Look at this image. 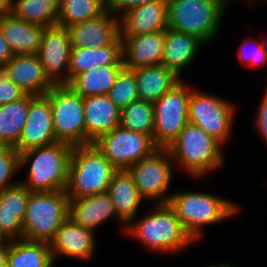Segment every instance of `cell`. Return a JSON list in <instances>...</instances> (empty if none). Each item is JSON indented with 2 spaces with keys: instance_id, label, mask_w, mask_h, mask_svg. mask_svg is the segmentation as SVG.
<instances>
[{
  "instance_id": "cell-15",
  "label": "cell",
  "mask_w": 267,
  "mask_h": 267,
  "mask_svg": "<svg viewBox=\"0 0 267 267\" xmlns=\"http://www.w3.org/2000/svg\"><path fill=\"white\" fill-rule=\"evenodd\" d=\"M94 232L68 218L49 242L54 262L59 255L82 261L92 259L96 251Z\"/></svg>"
},
{
  "instance_id": "cell-32",
  "label": "cell",
  "mask_w": 267,
  "mask_h": 267,
  "mask_svg": "<svg viewBox=\"0 0 267 267\" xmlns=\"http://www.w3.org/2000/svg\"><path fill=\"white\" fill-rule=\"evenodd\" d=\"M107 9V0H59L57 25L67 28L96 18Z\"/></svg>"
},
{
  "instance_id": "cell-31",
  "label": "cell",
  "mask_w": 267,
  "mask_h": 267,
  "mask_svg": "<svg viewBox=\"0 0 267 267\" xmlns=\"http://www.w3.org/2000/svg\"><path fill=\"white\" fill-rule=\"evenodd\" d=\"M59 0H14L12 13L16 18L41 26L57 25Z\"/></svg>"
},
{
  "instance_id": "cell-8",
  "label": "cell",
  "mask_w": 267,
  "mask_h": 267,
  "mask_svg": "<svg viewBox=\"0 0 267 267\" xmlns=\"http://www.w3.org/2000/svg\"><path fill=\"white\" fill-rule=\"evenodd\" d=\"M46 95L51 103L56 140L72 146L86 145L84 98L67 84L54 85Z\"/></svg>"
},
{
  "instance_id": "cell-9",
  "label": "cell",
  "mask_w": 267,
  "mask_h": 267,
  "mask_svg": "<svg viewBox=\"0 0 267 267\" xmlns=\"http://www.w3.org/2000/svg\"><path fill=\"white\" fill-rule=\"evenodd\" d=\"M192 87L183 79L167 91L154 106L152 139L157 148L167 149L189 123L188 103Z\"/></svg>"
},
{
  "instance_id": "cell-18",
  "label": "cell",
  "mask_w": 267,
  "mask_h": 267,
  "mask_svg": "<svg viewBox=\"0 0 267 267\" xmlns=\"http://www.w3.org/2000/svg\"><path fill=\"white\" fill-rule=\"evenodd\" d=\"M122 62L127 69L160 65L163 57L165 30L137 36H120Z\"/></svg>"
},
{
  "instance_id": "cell-34",
  "label": "cell",
  "mask_w": 267,
  "mask_h": 267,
  "mask_svg": "<svg viewBox=\"0 0 267 267\" xmlns=\"http://www.w3.org/2000/svg\"><path fill=\"white\" fill-rule=\"evenodd\" d=\"M108 96L120 109L140 100L134 71L124 67Z\"/></svg>"
},
{
  "instance_id": "cell-33",
  "label": "cell",
  "mask_w": 267,
  "mask_h": 267,
  "mask_svg": "<svg viewBox=\"0 0 267 267\" xmlns=\"http://www.w3.org/2000/svg\"><path fill=\"white\" fill-rule=\"evenodd\" d=\"M154 123V106L151 102L138 100L121 109L120 126L126 130L146 134L152 138Z\"/></svg>"
},
{
  "instance_id": "cell-37",
  "label": "cell",
  "mask_w": 267,
  "mask_h": 267,
  "mask_svg": "<svg viewBox=\"0 0 267 267\" xmlns=\"http://www.w3.org/2000/svg\"><path fill=\"white\" fill-rule=\"evenodd\" d=\"M26 93L0 68V105L20 100Z\"/></svg>"
},
{
  "instance_id": "cell-28",
  "label": "cell",
  "mask_w": 267,
  "mask_h": 267,
  "mask_svg": "<svg viewBox=\"0 0 267 267\" xmlns=\"http://www.w3.org/2000/svg\"><path fill=\"white\" fill-rule=\"evenodd\" d=\"M49 243L25 239L8 241L7 267H53Z\"/></svg>"
},
{
  "instance_id": "cell-3",
  "label": "cell",
  "mask_w": 267,
  "mask_h": 267,
  "mask_svg": "<svg viewBox=\"0 0 267 267\" xmlns=\"http://www.w3.org/2000/svg\"><path fill=\"white\" fill-rule=\"evenodd\" d=\"M222 144L199 126L188 123L167 148L175 167L200 179L224 165ZM180 168H179V167Z\"/></svg>"
},
{
  "instance_id": "cell-5",
  "label": "cell",
  "mask_w": 267,
  "mask_h": 267,
  "mask_svg": "<svg viewBox=\"0 0 267 267\" xmlns=\"http://www.w3.org/2000/svg\"><path fill=\"white\" fill-rule=\"evenodd\" d=\"M117 171L94 143L73 146L66 194L75 199L105 193Z\"/></svg>"
},
{
  "instance_id": "cell-23",
  "label": "cell",
  "mask_w": 267,
  "mask_h": 267,
  "mask_svg": "<svg viewBox=\"0 0 267 267\" xmlns=\"http://www.w3.org/2000/svg\"><path fill=\"white\" fill-rule=\"evenodd\" d=\"M205 45L197 36L166 28L161 64L180 78L183 69L193 63Z\"/></svg>"
},
{
  "instance_id": "cell-41",
  "label": "cell",
  "mask_w": 267,
  "mask_h": 267,
  "mask_svg": "<svg viewBox=\"0 0 267 267\" xmlns=\"http://www.w3.org/2000/svg\"><path fill=\"white\" fill-rule=\"evenodd\" d=\"M14 0H0V14L10 13L13 8Z\"/></svg>"
},
{
  "instance_id": "cell-1",
  "label": "cell",
  "mask_w": 267,
  "mask_h": 267,
  "mask_svg": "<svg viewBox=\"0 0 267 267\" xmlns=\"http://www.w3.org/2000/svg\"><path fill=\"white\" fill-rule=\"evenodd\" d=\"M125 232L152 250V253L175 254L195 242L169 204H155L147 216L130 222Z\"/></svg>"
},
{
  "instance_id": "cell-27",
  "label": "cell",
  "mask_w": 267,
  "mask_h": 267,
  "mask_svg": "<svg viewBox=\"0 0 267 267\" xmlns=\"http://www.w3.org/2000/svg\"><path fill=\"white\" fill-rule=\"evenodd\" d=\"M140 100L155 103L167 91L172 89L182 78L164 67L145 66L133 69Z\"/></svg>"
},
{
  "instance_id": "cell-42",
  "label": "cell",
  "mask_w": 267,
  "mask_h": 267,
  "mask_svg": "<svg viewBox=\"0 0 267 267\" xmlns=\"http://www.w3.org/2000/svg\"><path fill=\"white\" fill-rule=\"evenodd\" d=\"M8 242L0 247V267L7 266Z\"/></svg>"
},
{
  "instance_id": "cell-13",
  "label": "cell",
  "mask_w": 267,
  "mask_h": 267,
  "mask_svg": "<svg viewBox=\"0 0 267 267\" xmlns=\"http://www.w3.org/2000/svg\"><path fill=\"white\" fill-rule=\"evenodd\" d=\"M71 50L69 32L65 27H46L37 56L46 75L55 85H68Z\"/></svg>"
},
{
  "instance_id": "cell-25",
  "label": "cell",
  "mask_w": 267,
  "mask_h": 267,
  "mask_svg": "<svg viewBox=\"0 0 267 267\" xmlns=\"http://www.w3.org/2000/svg\"><path fill=\"white\" fill-rule=\"evenodd\" d=\"M107 193L114 203L117 220L125 224L123 227L126 229L137 216L141 202H145L128 170H118L114 174Z\"/></svg>"
},
{
  "instance_id": "cell-7",
  "label": "cell",
  "mask_w": 267,
  "mask_h": 267,
  "mask_svg": "<svg viewBox=\"0 0 267 267\" xmlns=\"http://www.w3.org/2000/svg\"><path fill=\"white\" fill-rule=\"evenodd\" d=\"M69 218V197L65 190L31 192L22 222V239L49 243Z\"/></svg>"
},
{
  "instance_id": "cell-29",
  "label": "cell",
  "mask_w": 267,
  "mask_h": 267,
  "mask_svg": "<svg viewBox=\"0 0 267 267\" xmlns=\"http://www.w3.org/2000/svg\"><path fill=\"white\" fill-rule=\"evenodd\" d=\"M124 65L95 67L78 74L68 85L83 98L108 95Z\"/></svg>"
},
{
  "instance_id": "cell-11",
  "label": "cell",
  "mask_w": 267,
  "mask_h": 267,
  "mask_svg": "<svg viewBox=\"0 0 267 267\" xmlns=\"http://www.w3.org/2000/svg\"><path fill=\"white\" fill-rule=\"evenodd\" d=\"M218 95L192 89L188 103V121L199 126L222 145L229 141L236 107Z\"/></svg>"
},
{
  "instance_id": "cell-24",
  "label": "cell",
  "mask_w": 267,
  "mask_h": 267,
  "mask_svg": "<svg viewBox=\"0 0 267 267\" xmlns=\"http://www.w3.org/2000/svg\"><path fill=\"white\" fill-rule=\"evenodd\" d=\"M110 217L118 218L107 192L69 199V218L84 228L95 231Z\"/></svg>"
},
{
  "instance_id": "cell-43",
  "label": "cell",
  "mask_w": 267,
  "mask_h": 267,
  "mask_svg": "<svg viewBox=\"0 0 267 267\" xmlns=\"http://www.w3.org/2000/svg\"><path fill=\"white\" fill-rule=\"evenodd\" d=\"M8 242L7 238L0 232V247Z\"/></svg>"
},
{
  "instance_id": "cell-19",
  "label": "cell",
  "mask_w": 267,
  "mask_h": 267,
  "mask_svg": "<svg viewBox=\"0 0 267 267\" xmlns=\"http://www.w3.org/2000/svg\"><path fill=\"white\" fill-rule=\"evenodd\" d=\"M120 36H137L165 30L168 25L167 0L143 3L120 14Z\"/></svg>"
},
{
  "instance_id": "cell-14",
  "label": "cell",
  "mask_w": 267,
  "mask_h": 267,
  "mask_svg": "<svg viewBox=\"0 0 267 267\" xmlns=\"http://www.w3.org/2000/svg\"><path fill=\"white\" fill-rule=\"evenodd\" d=\"M56 142L58 141L54 131L49 97L46 94L31 95L27 121L15 149L20 154Z\"/></svg>"
},
{
  "instance_id": "cell-12",
  "label": "cell",
  "mask_w": 267,
  "mask_h": 267,
  "mask_svg": "<svg viewBox=\"0 0 267 267\" xmlns=\"http://www.w3.org/2000/svg\"><path fill=\"white\" fill-rule=\"evenodd\" d=\"M94 144L117 170H128L158 149L149 135L121 126L102 135Z\"/></svg>"
},
{
  "instance_id": "cell-4",
  "label": "cell",
  "mask_w": 267,
  "mask_h": 267,
  "mask_svg": "<svg viewBox=\"0 0 267 267\" xmlns=\"http://www.w3.org/2000/svg\"><path fill=\"white\" fill-rule=\"evenodd\" d=\"M168 204L194 241L200 240L203 226L222 223L236 216L240 209L231 200L201 191L172 193Z\"/></svg>"
},
{
  "instance_id": "cell-45",
  "label": "cell",
  "mask_w": 267,
  "mask_h": 267,
  "mask_svg": "<svg viewBox=\"0 0 267 267\" xmlns=\"http://www.w3.org/2000/svg\"><path fill=\"white\" fill-rule=\"evenodd\" d=\"M244 1H245V2H249V3H251V2L253 3L254 0H244ZM264 1H265V0H264ZM266 2H267V0H266Z\"/></svg>"
},
{
  "instance_id": "cell-36",
  "label": "cell",
  "mask_w": 267,
  "mask_h": 267,
  "mask_svg": "<svg viewBox=\"0 0 267 267\" xmlns=\"http://www.w3.org/2000/svg\"><path fill=\"white\" fill-rule=\"evenodd\" d=\"M249 41L251 40H247V42L243 43V46L241 45L240 50L238 51V58L241 63L245 65V67L246 65H248V67H262L264 63L266 64L267 62V52L262 45V41ZM247 43L255 46L250 52L245 50L246 46L248 45Z\"/></svg>"
},
{
  "instance_id": "cell-40",
  "label": "cell",
  "mask_w": 267,
  "mask_h": 267,
  "mask_svg": "<svg viewBox=\"0 0 267 267\" xmlns=\"http://www.w3.org/2000/svg\"><path fill=\"white\" fill-rule=\"evenodd\" d=\"M14 56L0 28V68Z\"/></svg>"
},
{
  "instance_id": "cell-6",
  "label": "cell",
  "mask_w": 267,
  "mask_h": 267,
  "mask_svg": "<svg viewBox=\"0 0 267 267\" xmlns=\"http://www.w3.org/2000/svg\"><path fill=\"white\" fill-rule=\"evenodd\" d=\"M229 0H167L168 29L214 41Z\"/></svg>"
},
{
  "instance_id": "cell-35",
  "label": "cell",
  "mask_w": 267,
  "mask_h": 267,
  "mask_svg": "<svg viewBox=\"0 0 267 267\" xmlns=\"http://www.w3.org/2000/svg\"><path fill=\"white\" fill-rule=\"evenodd\" d=\"M20 171L19 153L13 147L0 144V190L12 187L19 182H11Z\"/></svg>"
},
{
  "instance_id": "cell-38",
  "label": "cell",
  "mask_w": 267,
  "mask_h": 267,
  "mask_svg": "<svg viewBox=\"0 0 267 267\" xmlns=\"http://www.w3.org/2000/svg\"><path fill=\"white\" fill-rule=\"evenodd\" d=\"M254 123L258 133L263 138L262 140L267 144V86L255 115Z\"/></svg>"
},
{
  "instance_id": "cell-10",
  "label": "cell",
  "mask_w": 267,
  "mask_h": 267,
  "mask_svg": "<svg viewBox=\"0 0 267 267\" xmlns=\"http://www.w3.org/2000/svg\"><path fill=\"white\" fill-rule=\"evenodd\" d=\"M174 166V167H173ZM175 164L168 149L158 148L150 156L141 159L128 169L138 192L146 201L168 204ZM157 202V203H156Z\"/></svg>"
},
{
  "instance_id": "cell-22",
  "label": "cell",
  "mask_w": 267,
  "mask_h": 267,
  "mask_svg": "<svg viewBox=\"0 0 267 267\" xmlns=\"http://www.w3.org/2000/svg\"><path fill=\"white\" fill-rule=\"evenodd\" d=\"M0 28L14 55H28L39 51L46 26L28 23L12 13H1Z\"/></svg>"
},
{
  "instance_id": "cell-2",
  "label": "cell",
  "mask_w": 267,
  "mask_h": 267,
  "mask_svg": "<svg viewBox=\"0 0 267 267\" xmlns=\"http://www.w3.org/2000/svg\"><path fill=\"white\" fill-rule=\"evenodd\" d=\"M72 151V145L56 142L20 153V170L30 165L21 183L31 192L66 190Z\"/></svg>"
},
{
  "instance_id": "cell-17",
  "label": "cell",
  "mask_w": 267,
  "mask_h": 267,
  "mask_svg": "<svg viewBox=\"0 0 267 267\" xmlns=\"http://www.w3.org/2000/svg\"><path fill=\"white\" fill-rule=\"evenodd\" d=\"M1 69L26 94L45 95L55 85L37 54L14 55Z\"/></svg>"
},
{
  "instance_id": "cell-21",
  "label": "cell",
  "mask_w": 267,
  "mask_h": 267,
  "mask_svg": "<svg viewBox=\"0 0 267 267\" xmlns=\"http://www.w3.org/2000/svg\"><path fill=\"white\" fill-rule=\"evenodd\" d=\"M31 191L20 181L0 190V232L8 241L22 239V222Z\"/></svg>"
},
{
  "instance_id": "cell-44",
  "label": "cell",
  "mask_w": 267,
  "mask_h": 267,
  "mask_svg": "<svg viewBox=\"0 0 267 267\" xmlns=\"http://www.w3.org/2000/svg\"><path fill=\"white\" fill-rule=\"evenodd\" d=\"M262 45H263L264 49L267 52V41L266 40H262Z\"/></svg>"
},
{
  "instance_id": "cell-16",
  "label": "cell",
  "mask_w": 267,
  "mask_h": 267,
  "mask_svg": "<svg viewBox=\"0 0 267 267\" xmlns=\"http://www.w3.org/2000/svg\"><path fill=\"white\" fill-rule=\"evenodd\" d=\"M72 47L98 48L113 44L120 37L119 18L106 9L88 21L68 26Z\"/></svg>"
},
{
  "instance_id": "cell-26",
  "label": "cell",
  "mask_w": 267,
  "mask_h": 267,
  "mask_svg": "<svg viewBox=\"0 0 267 267\" xmlns=\"http://www.w3.org/2000/svg\"><path fill=\"white\" fill-rule=\"evenodd\" d=\"M111 65H124L120 37L113 44L104 47H72L69 59L68 84L80 73L95 67Z\"/></svg>"
},
{
  "instance_id": "cell-39",
  "label": "cell",
  "mask_w": 267,
  "mask_h": 267,
  "mask_svg": "<svg viewBox=\"0 0 267 267\" xmlns=\"http://www.w3.org/2000/svg\"><path fill=\"white\" fill-rule=\"evenodd\" d=\"M155 0H107V9L113 12L117 17L121 13H125L129 9L139 6L143 3H149Z\"/></svg>"
},
{
  "instance_id": "cell-30",
  "label": "cell",
  "mask_w": 267,
  "mask_h": 267,
  "mask_svg": "<svg viewBox=\"0 0 267 267\" xmlns=\"http://www.w3.org/2000/svg\"><path fill=\"white\" fill-rule=\"evenodd\" d=\"M31 95L0 105V144L15 148L27 121Z\"/></svg>"
},
{
  "instance_id": "cell-20",
  "label": "cell",
  "mask_w": 267,
  "mask_h": 267,
  "mask_svg": "<svg viewBox=\"0 0 267 267\" xmlns=\"http://www.w3.org/2000/svg\"><path fill=\"white\" fill-rule=\"evenodd\" d=\"M120 112L108 95L84 98L86 145L93 144L102 135L120 126Z\"/></svg>"
}]
</instances>
